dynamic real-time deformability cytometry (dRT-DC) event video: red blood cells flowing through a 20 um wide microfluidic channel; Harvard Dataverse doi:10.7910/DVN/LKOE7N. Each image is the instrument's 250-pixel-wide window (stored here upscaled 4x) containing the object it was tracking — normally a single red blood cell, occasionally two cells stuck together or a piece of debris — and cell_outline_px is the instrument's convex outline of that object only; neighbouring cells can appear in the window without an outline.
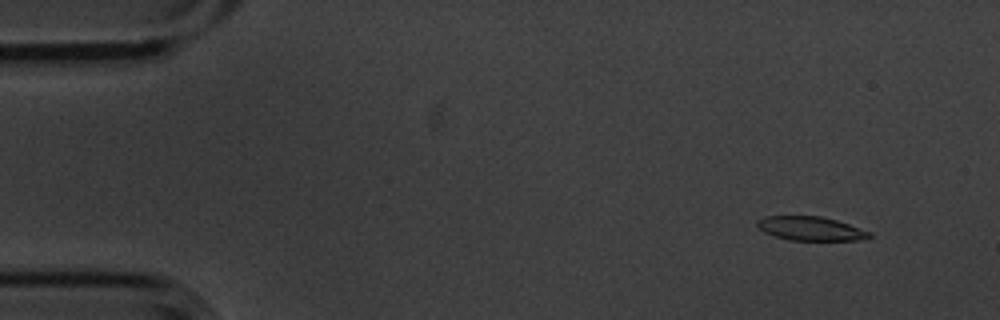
{"species": "common noctule bat (a hibernating species)", "species_latin": "Nyctalus noctula", "temperature_condition": "cold", "stored_images_in_passage": 4, "camera_frame_rate_fps": 3000, "um_per_image_px": 0.085, "animal": {"sex": "male", "body_mass_g": 20.1, "forearm_length_mm": 53.5}, "frame": {"image": 1, "passage_image": 2, "time_ms": 0.333, "image_size_px": [1000, 320], "cell_outline_px": [[872, 236], [860, 240], [788, 240], [764, 232], [756, 224], [756, 220], [764, 216], [820, 216], [836, 220], [872, 232]], "centroid_in_image_um": [68.9, 19.42], "position_along_channel_um": 16.1, "area_um2": 15.61}}